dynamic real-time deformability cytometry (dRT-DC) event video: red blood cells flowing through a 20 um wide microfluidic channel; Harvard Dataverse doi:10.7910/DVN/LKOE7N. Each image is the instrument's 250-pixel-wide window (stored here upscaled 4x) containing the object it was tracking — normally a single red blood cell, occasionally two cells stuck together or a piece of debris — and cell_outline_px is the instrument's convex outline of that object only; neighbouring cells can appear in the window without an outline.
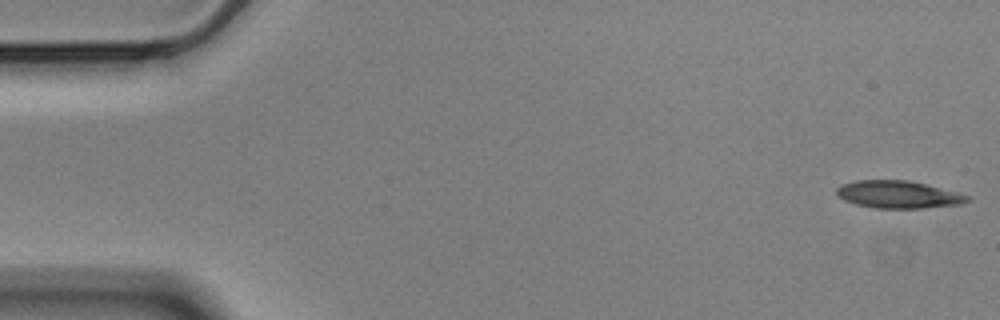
{"species": "Egyptian fruit bat (a non-hibernating species)", "species_latin": "Rousettus aegyptiacus", "temperature_condition": "cold", "stored_images_in_passage": 55, "camera_frame_rate_fps": 3000, "um_per_image_px": 0.085, "animal": {"sex": "male"}, "frame": {"image": 1, "passage_image": 1, "time_ms": 0.0, "image_size_px": [1000, 320], "cell_outline_px": [[972, 200], [960, 204], [924, 208], [876, 208], [856, 204], [844, 200], [836, 196], [836, 188], [840, 184], [856, 180], [908, 180], [972, 196]], "centroid_in_image_um": [76.33, 16.53], "position_along_channel_um": 8.7, "area_um2": 20.98}}
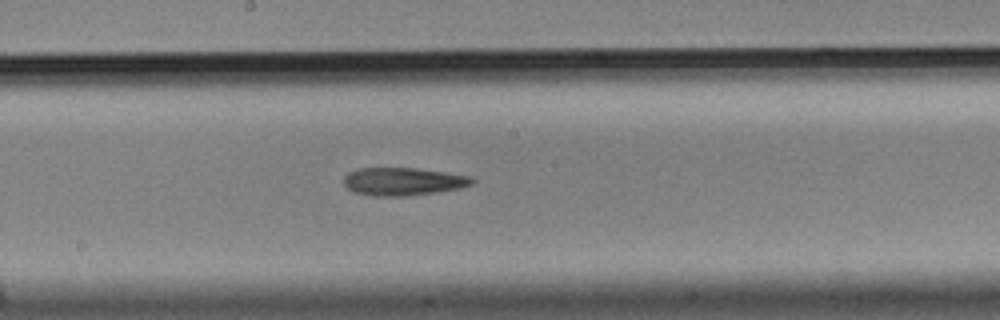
{"frame": {"image": 2, "passage_image": 29, "time_ms": 9.333, "image_size_px": [1000, 320], "cell_outline_px": [[476, 180], [472, 184], [460, 188], [436, 192], [404, 196], [372, 196], [352, 192], [344, 184], [344, 176], [348, 172], [356, 168], [416, 168], [472, 176]], "centroid_in_image_um": [34.24, 15.42], "position_along_channel_um": 214.0, "area_um2": 20.98}}
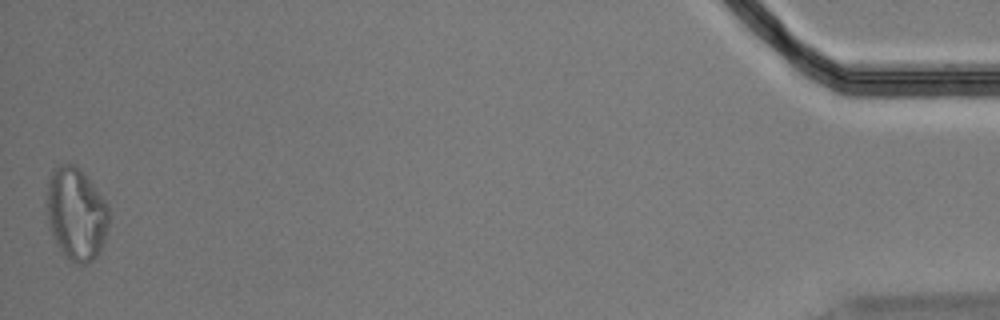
{"frame": {"image": 3, "passage_image": 55, "time_ms": 18.0, "image_size_px": [1000, 320], "cell_outline_px": [[108, 224], [104, 240], [100, 252], [88, 264], [80, 264], [68, 260], [56, 244], [48, 228], [48, 180], [52, 168], [60, 164], [76, 164], [80, 168], [104, 200], [108, 208]], "centroid_in_image_um": [6.46, 18.19], "position_along_channel_um": 428.7, "area_um2": 33.47}}